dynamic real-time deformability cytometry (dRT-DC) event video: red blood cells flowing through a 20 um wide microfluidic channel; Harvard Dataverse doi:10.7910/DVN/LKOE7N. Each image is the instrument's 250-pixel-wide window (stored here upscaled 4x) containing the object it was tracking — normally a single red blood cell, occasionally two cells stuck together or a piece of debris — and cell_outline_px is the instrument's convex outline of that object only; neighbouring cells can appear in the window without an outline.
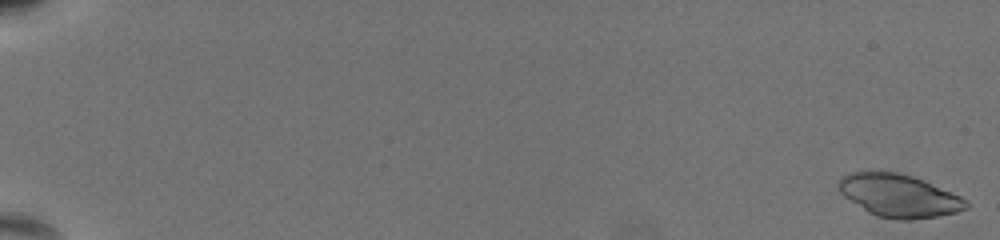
{"species": "common noctule bat (a hibernating species)", "species_latin": "Nyctalus noctula", "temperature_condition": "warm", "stored_images_in_passage": 58, "camera_frame_rate_fps": 3000, "um_per_image_px": 0.085, "animal": {"sex": "female", "body_mass_g": 19.5, "forearm_length_mm": 54.1}, "frame": {"image": 1, "passage_image": 1, "time_ms": 0.0, "image_size_px": [1000, 240], "cell_outline_px": [[968, 208], [956, 212], [936, 216], [908, 220], [896, 220], [876, 216], [868, 212], [844, 196], [840, 192], [836, 184], [840, 176], [852, 172], [896, 172], [912, 176], [960, 196], [968, 204]], "centroid_in_image_um": [76.35, 16.64], "position_along_channel_um": 8.6, "area_um2": 31.44}}
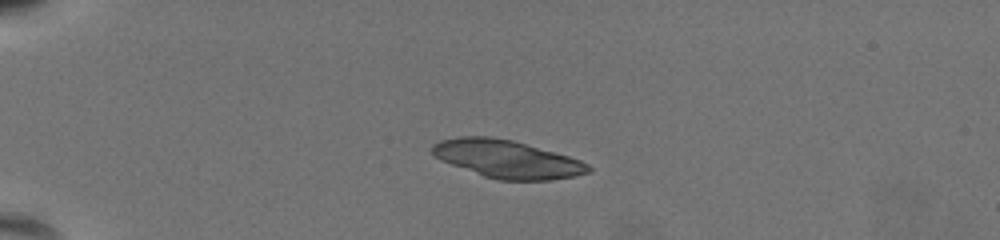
{"frame": {"image": 2, "passage_image": 17, "time_ms": 5.333, "image_size_px": [1000, 240], "cell_outline_px": [[592, 168], [588, 172], [572, 176], [548, 180], [500, 180], [484, 176], [440, 160], [432, 152], [432, 144], [440, 140], [460, 136], [488, 136], [512, 140], [568, 156], [580, 160], [588, 164]], "centroid_in_image_um": [43.07, 13.51], "position_along_channel_um": 41.9, "area_um2": 33.99}, "authors_computed_cell_mechanics": {"area_um2": 26.4724, "velocity_mm_per_s": 3.7374, "shape_relaxation_time_tau1_ms": 7.7241, "shape_relaxation_time_tau2_ms": 3.5614, "deformation_change_tau1": 0.1981, "deformation_change_tau2": 0.0625}}